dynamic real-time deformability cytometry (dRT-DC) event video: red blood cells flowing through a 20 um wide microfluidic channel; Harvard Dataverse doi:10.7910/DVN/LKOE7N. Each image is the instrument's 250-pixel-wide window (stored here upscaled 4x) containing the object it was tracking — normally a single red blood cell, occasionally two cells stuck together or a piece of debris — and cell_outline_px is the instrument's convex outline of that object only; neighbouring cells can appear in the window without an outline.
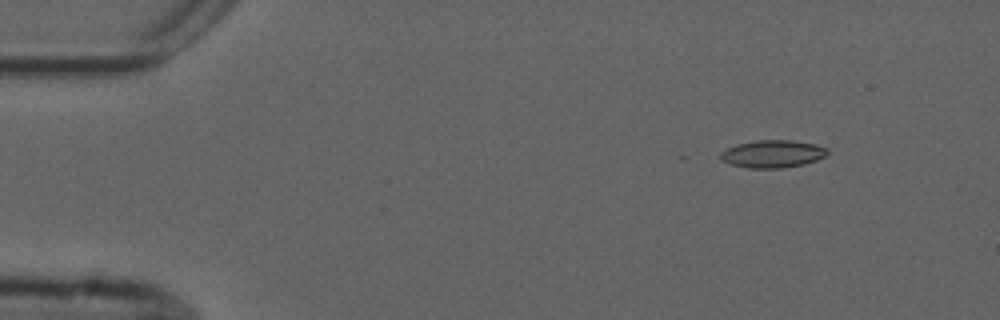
{"species": "common noctule bat (a hibernating species)", "species_latin": "Nyctalus noctula", "temperature_condition": "cold", "stored_images_in_passage": 20, "camera_frame_rate_fps": 3000, "um_per_image_px": 0.085, "animal": {"sex": "male", "forearm_length_mm": 52.5}, "frame": {"image": 1, "passage_image": 7, "time_ms": 2.0, "image_size_px": [1000, 320], "cell_outline_px": [[828, 152], [824, 156], [816, 160], [804, 164], [780, 168], [748, 168], [732, 164], [720, 160], [720, 152], [736, 144], [756, 140], [792, 140], [816, 144], [828, 148]], "centroid_in_image_um": [65.67, 13.07], "position_along_channel_um": 19.3, "area_um2": 17.17}}
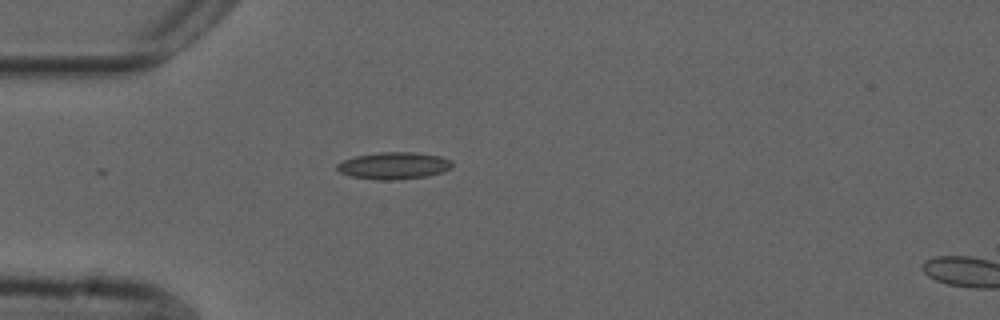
{"frame": {"image": 2, "passage_image": 16, "time_ms": 5.0, "image_size_px": [1000, 320], "cell_outline_px": [[452, 168], [444, 172], [428, 176], [392, 180], [376, 180], [352, 176], [340, 172], [336, 168], [336, 164], [344, 160], [356, 156], [380, 152], [416, 152], [440, 156], [452, 160]], "centroid_in_image_um": [33.51, 14.08], "position_along_channel_um": 51.5, "area_um2": 18.21}}
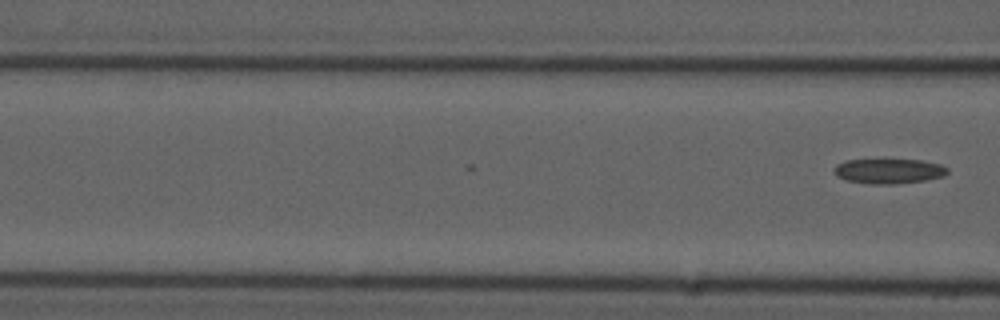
{"frame": {"image": 3, "passage_image": 20, "time_ms": 6.333, "image_size_px": [1000, 320], "cell_outline_px": [[948, 172], [944, 176], [924, 180], [896, 184], [872, 184], [848, 180], [836, 176], [836, 164], [844, 160], [884, 156], [920, 160], [940, 164], [948, 168]], "centroid_in_image_um": [75.54, 14.47], "position_along_channel_um": 91.1, "area_um2": 17.34}}